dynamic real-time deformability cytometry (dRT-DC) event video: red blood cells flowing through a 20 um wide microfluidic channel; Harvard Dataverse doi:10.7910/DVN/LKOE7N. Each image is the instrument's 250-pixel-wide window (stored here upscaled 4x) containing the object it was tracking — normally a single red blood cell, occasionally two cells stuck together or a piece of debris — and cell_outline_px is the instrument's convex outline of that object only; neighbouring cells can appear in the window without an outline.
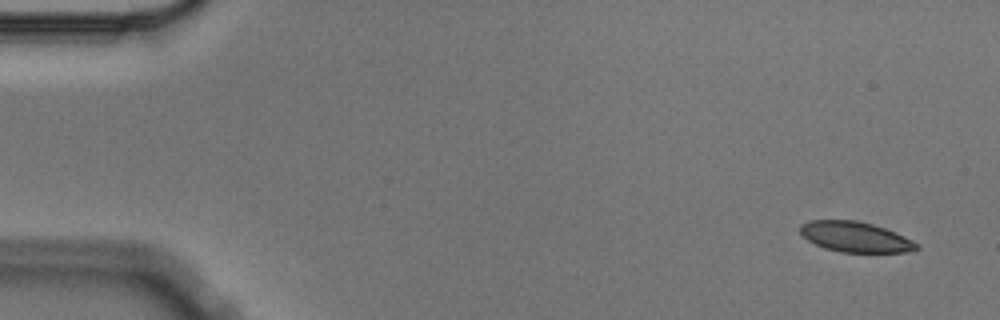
{"species": "Egyptian fruit bat (a non-hibernating species)", "species_latin": "Rousettus aegyptiacus", "temperature_condition": "cold", "stored_images_in_passage": 5, "camera_frame_rate_fps": 3000, "um_per_image_px": 0.085, "animal": {"sex": "male"}, "frame": {"image": 1, "passage_image": 1, "time_ms": 0.0, "image_size_px": [1000, 320], "cell_outline_px": [[920, 248], [908, 252], [840, 252], [824, 248], [808, 240], [800, 232], [800, 224], [808, 220], [856, 220], [872, 224], [884, 228], [904, 236], [920, 244]], "centroid_in_image_um": [72.71, 20.14], "position_along_channel_um": 12.3, "area_um2": 20.58}}
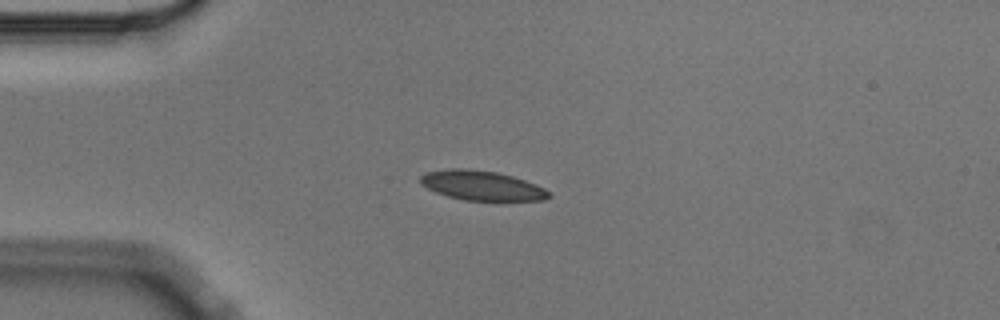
{"frame": {"image": 2, "passage_image": 4, "time_ms": 1.0, "image_size_px": [1000, 320], "cell_outline_px": [[552, 196], [544, 200], [464, 200], [448, 196], [436, 192], [420, 184], [420, 176], [424, 172], [448, 168], [464, 168], [496, 172], [512, 176], [536, 184], [544, 188]], "centroid_in_image_um": [40.92, 15.76], "position_along_channel_um": 44.1, "area_um2": 22.08}}